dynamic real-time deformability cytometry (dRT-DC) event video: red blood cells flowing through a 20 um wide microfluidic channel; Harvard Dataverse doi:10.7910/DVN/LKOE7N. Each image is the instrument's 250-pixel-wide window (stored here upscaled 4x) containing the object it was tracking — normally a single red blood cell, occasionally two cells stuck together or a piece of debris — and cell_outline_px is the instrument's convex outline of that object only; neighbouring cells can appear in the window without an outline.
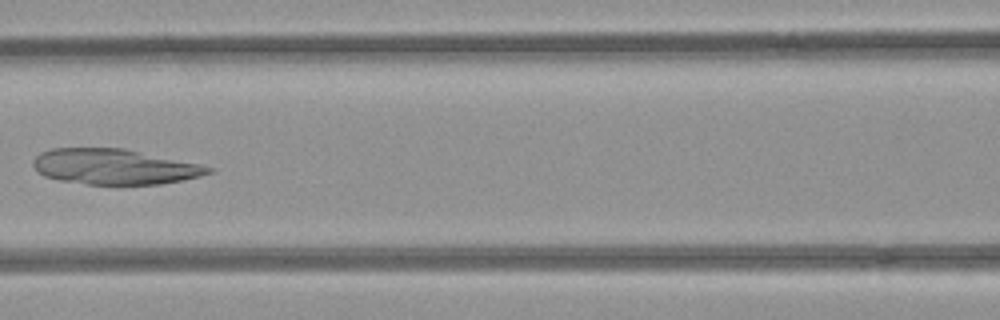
{"species": "common noctule bat (a hibernating species)", "species_latin": "Nyctalus noctula", "temperature_condition": "room temperature", "stored_images_in_passage": 6, "camera_frame_rate_fps": 3000, "um_per_image_px": 0.085, "animal": {"sex": "female", "body_mass_g": 21.9}, "frame": {"image": 1, "passage_image": 5, "time_ms": 1.333, "image_size_px": [1000, 320], "cell_outline_px": [[216, 168], [212, 172], [200, 176], [184, 180], [160, 184], [84, 184], [60, 180], [44, 176], [36, 172], [32, 164], [32, 160], [40, 152], [52, 148], [124, 148], [200, 164]], "centroid_in_image_um": [9.71, 14.17], "position_along_channel_um": 156.9, "area_um2": 36.36}}